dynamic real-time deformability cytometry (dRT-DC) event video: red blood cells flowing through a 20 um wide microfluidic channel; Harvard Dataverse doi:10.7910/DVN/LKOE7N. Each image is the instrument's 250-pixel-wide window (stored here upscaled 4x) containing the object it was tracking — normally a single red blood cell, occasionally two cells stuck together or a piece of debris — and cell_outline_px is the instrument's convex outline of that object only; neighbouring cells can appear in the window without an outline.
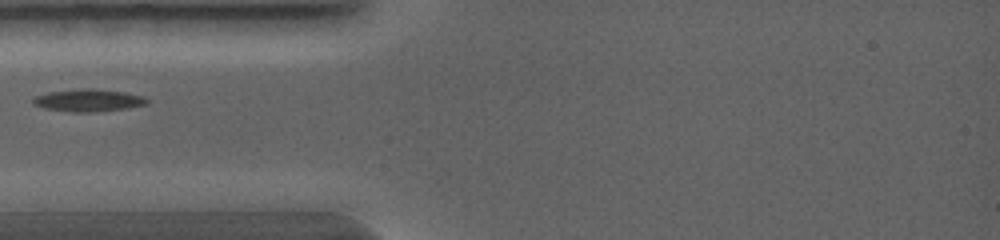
{"species": "common noctule bat (a hibernating species)", "species_latin": "Nyctalus noctula", "temperature_condition": "warm", "stored_images_in_passage": 20, "camera_frame_rate_fps": 5000, "um_per_image_px": 0.085, "animal": {"sex": "female", "body_mass_g": 19.0, "forearm_length_mm": 56.7}, "frame": {"image": 1, "passage_image": 1, "time_ms": 0.0, "image_size_px": [1000, 240], "cell_outline_px": [[148, 104], [124, 108], [92, 112], [72, 112], [44, 108], [32, 104], [32, 100], [36, 96], [48, 92], [88, 88], [92, 88], [124, 92], [144, 96], [148, 100]], "centroid_in_image_um": [7.5, 8.52], "position_along_channel_um": 77.5, "area_um2": 14.68}}
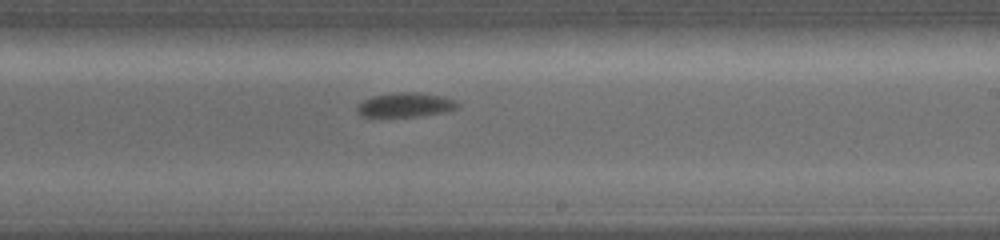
{"frame": {"image": 2, "passage_image": 8, "time_ms": 2.8, "image_size_px": [1000, 240], "cell_outline_px": [[460, 104], [456, 108], [448, 112], [420, 116], [360, 116], [356, 112], [356, 108], [364, 100], [372, 96], [396, 92], [420, 92], [440, 96], [456, 100]], "centroid_in_image_um": [34.49, 8.91], "position_along_channel_um": 254.5, "area_um2": 14.28}}
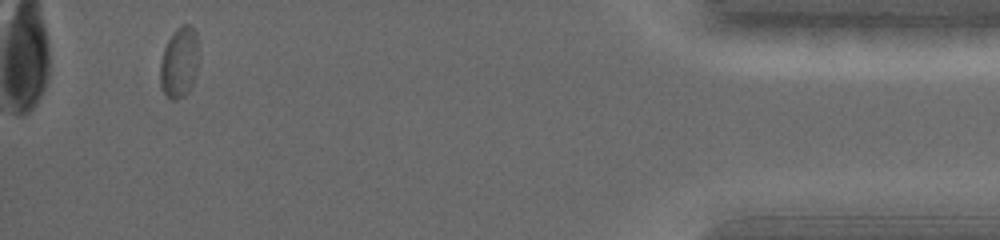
{"frame": {"image": 3, "passage_image": 18, "time_ms": 6.6, "image_size_px": [1000, 240], "cell_outline_px": [[200, 56], [196, 72], [188, 92], [172, 100], [164, 92], [160, 84], [160, 64], [164, 48], [172, 32], [180, 24], [188, 24], [196, 32]], "centroid_in_image_um": [15.26, 5.24], "position_along_channel_um": 419.9, "area_um2": 15.95}}